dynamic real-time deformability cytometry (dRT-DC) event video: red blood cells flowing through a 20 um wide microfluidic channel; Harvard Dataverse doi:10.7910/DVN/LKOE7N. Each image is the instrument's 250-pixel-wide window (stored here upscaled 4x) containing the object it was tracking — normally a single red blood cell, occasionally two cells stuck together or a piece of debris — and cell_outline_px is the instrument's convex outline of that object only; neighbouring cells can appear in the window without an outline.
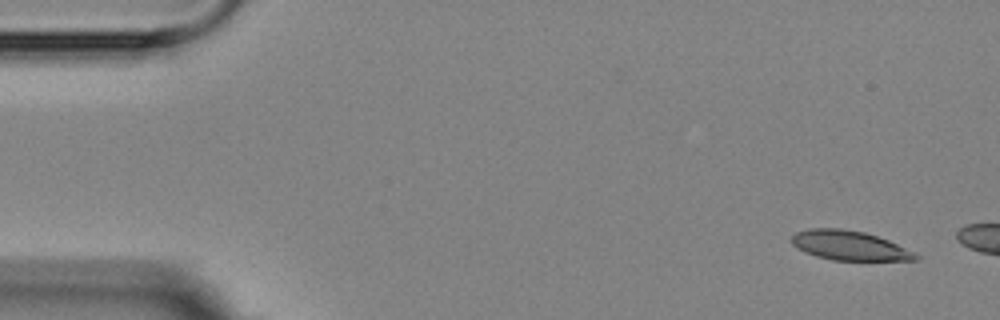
{"species": "Egyptian fruit bat (a non-hibernating species)", "species_latin": "Rousettus aegyptiacus", "temperature_condition": "room temperature", "stored_images_in_passage": 3, "camera_frame_rate_fps": 3000, "um_per_image_px": 0.085, "animal": {"sex": "female"}, "frame": {"image": 1, "passage_image": 1, "time_ms": 0.0, "image_size_px": [1000, 320], "cell_outline_px": [[920, 260], [832, 260], [816, 256], [804, 252], [796, 248], [792, 244], [792, 236], [796, 232], [808, 228], [840, 228], [864, 232], [888, 240], [916, 252], [920, 256]], "centroid_in_image_um": [72.2, 20.87], "position_along_channel_um": 12.8, "area_um2": 21.39}}